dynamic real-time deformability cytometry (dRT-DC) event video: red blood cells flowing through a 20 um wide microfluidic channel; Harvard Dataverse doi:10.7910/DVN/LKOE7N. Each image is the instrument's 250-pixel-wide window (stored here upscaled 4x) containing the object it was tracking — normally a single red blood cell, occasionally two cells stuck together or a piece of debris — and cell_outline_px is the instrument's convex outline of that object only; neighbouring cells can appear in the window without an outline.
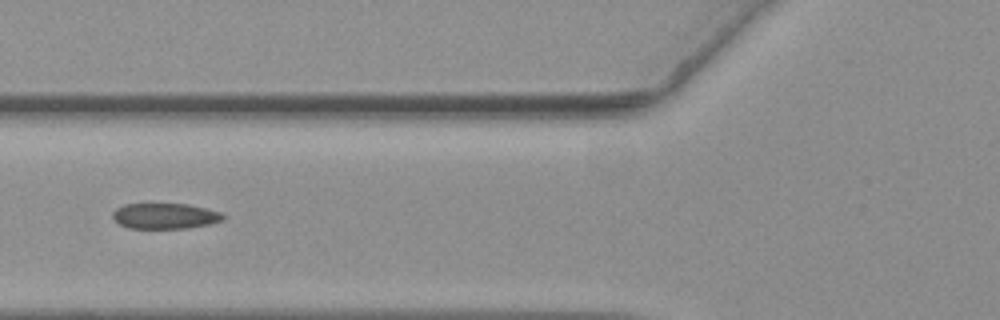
{"species": "common noctule bat (a hibernating species)", "species_latin": "Nyctalus noctula", "temperature_condition": "warm", "stored_images_in_passage": 17, "camera_frame_rate_fps": 3000, "um_per_image_px": 0.085, "animal": {"sex": "female", "body_mass_g": 19.3, "forearm_length_mm": 54.1}, "frame": {"image": 1, "passage_image": 8, "time_ms": 2.333, "image_size_px": [1000, 320], "cell_outline_px": [[224, 216], [220, 220], [208, 224], [188, 228], [128, 228], [120, 224], [112, 216], [112, 212], [116, 208], [124, 204], [188, 204], [220, 212]], "centroid_in_image_um": [13.97, 18.35], "position_along_channel_um": 111.8, "area_um2": 16.24}}